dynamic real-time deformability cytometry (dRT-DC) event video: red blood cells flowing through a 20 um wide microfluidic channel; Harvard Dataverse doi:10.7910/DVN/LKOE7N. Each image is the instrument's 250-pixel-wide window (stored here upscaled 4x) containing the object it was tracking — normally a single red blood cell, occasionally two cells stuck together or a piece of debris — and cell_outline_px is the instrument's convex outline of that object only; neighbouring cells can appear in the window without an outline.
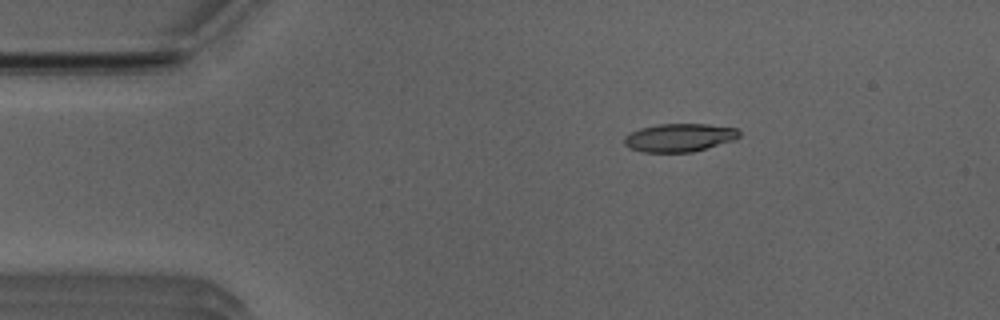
{"species": "Egyptian fruit bat (a non-hibernating species)", "species_latin": "Rousettus aegyptiacus", "temperature_condition": "room temperature", "stored_images_in_passage": 52, "camera_frame_rate_fps": 3000, "um_per_image_px": 0.085, "animal": {"sex": "male"}, "frame": {"image": 1, "passage_image": 9, "time_ms": 2.667, "image_size_px": [1000, 320], "cell_outline_px": [[740, 136], [732, 140], [692, 152], [644, 152], [628, 148], [624, 144], [624, 136], [640, 128], [656, 124], [708, 124], [736, 128], [740, 132]], "centroid_in_image_um": [57.71, 11.69], "position_along_channel_um": 27.3, "area_um2": 18.79}}
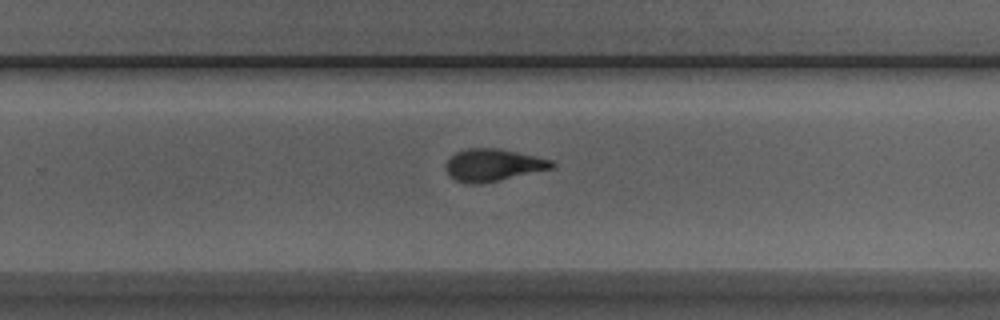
{"frame": {"image": 2, "passage_image": 33, "time_ms": 10.667, "image_size_px": [1000, 320], "cell_outline_px": [[556, 168], [500, 180], [480, 184], [468, 184], [456, 180], [448, 176], [444, 168], [444, 164], [456, 152], [468, 148], [500, 148], [536, 156], [552, 160], [556, 164]], "centroid_in_image_um": [41.92, 14.03], "position_along_channel_um": 287.9, "area_um2": 20.29}}
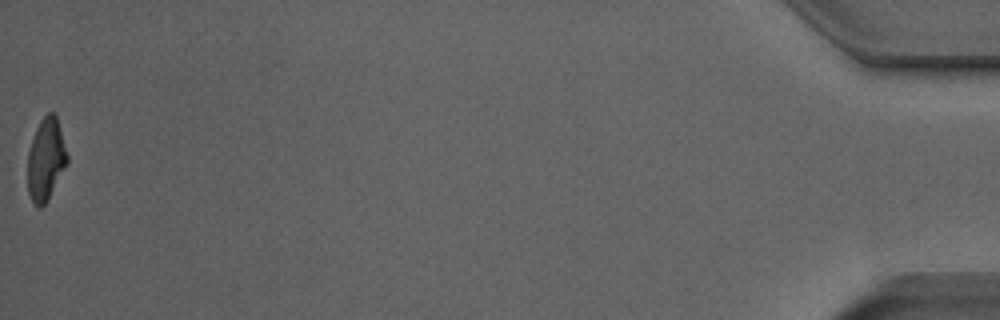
{"frame": {"image": 3, "passage_image": 52, "time_ms": 17.0, "image_size_px": [1000, 320], "cell_outline_px": [[68, 160], [48, 200], [40, 208], [32, 200], [28, 192], [28, 152], [36, 128], [40, 120], [48, 112], [52, 112], [56, 116], [68, 156]], "centroid_in_image_um": [3.89, 13.54], "position_along_channel_um": 431.3, "area_um2": 18.55}, "authors_computed_cell_mechanics": {"area_um2": 19.7098, "velocity_mm_per_s": 3.9585, "shape_relaxation_time_tau1_ms": 5.7877, "shape_relaxation_time_tau2_ms": 1.6712, "deformation_change_tau1": 0.1943, "deformation_change_tau2": 0.0952}}